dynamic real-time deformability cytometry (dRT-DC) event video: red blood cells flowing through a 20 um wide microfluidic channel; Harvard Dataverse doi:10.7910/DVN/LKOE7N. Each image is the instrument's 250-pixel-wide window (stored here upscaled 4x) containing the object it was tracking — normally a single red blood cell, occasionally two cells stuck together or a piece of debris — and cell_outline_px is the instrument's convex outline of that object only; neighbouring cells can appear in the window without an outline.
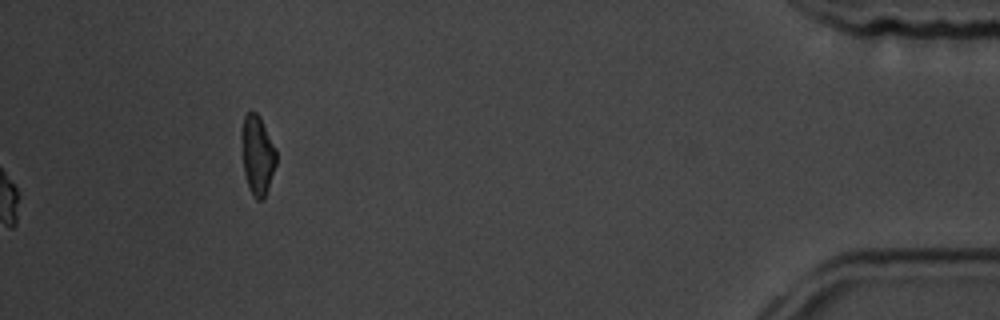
{"species": "common noctule bat (a hibernating species)", "species_latin": "Nyctalus noctula", "temperature_condition": "room temperature", "stored_images_in_passage": 42, "camera_frame_rate_fps": 3000, "um_per_image_px": 0.085, "animal": {"sex": "male", "body_mass_g": 19.5, "forearm_length_mm": 54.6}, "frame": {"image": 1, "passage_image": 42, "time_ms": 13.667, "image_size_px": [1000, 320], "cell_outline_px": [[276, 164], [264, 200], [256, 200], [252, 196], [244, 172], [240, 136], [240, 132], [244, 116], [248, 112], [256, 112], [260, 116], [276, 148]], "centroid_in_image_um": [21.87, 13.16], "position_along_channel_um": 413.3, "area_um2": 16.24}, "authors_computed_cell_mechanics": {"area_um2": 17.2822, "velocity_mm_per_s": 3.6101, "shape_relaxation_time_tau1_ms": 3.8326, "shape_relaxation_time_tau2_ms": null, "deformation_change_tau1": 0.2002, "deformation_change_tau2": null}}